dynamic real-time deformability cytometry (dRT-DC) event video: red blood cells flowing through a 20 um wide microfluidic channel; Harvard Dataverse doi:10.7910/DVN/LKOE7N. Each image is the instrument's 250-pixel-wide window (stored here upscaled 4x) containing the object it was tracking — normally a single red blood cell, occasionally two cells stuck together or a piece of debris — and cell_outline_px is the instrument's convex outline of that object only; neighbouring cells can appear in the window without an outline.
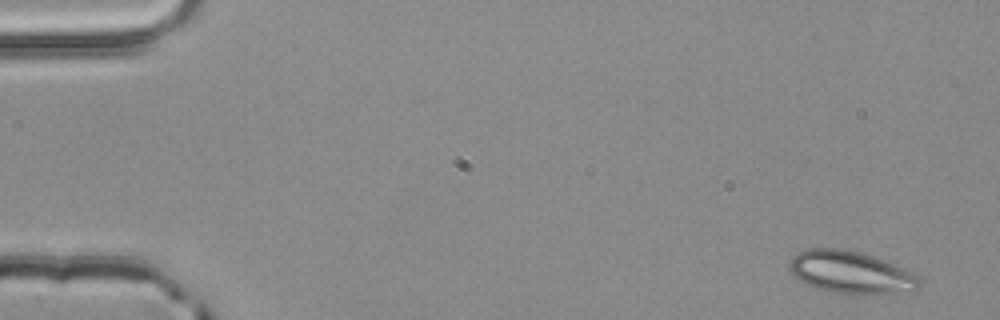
{"species": "common noctule bat (a hibernating species)", "species_latin": "Nyctalus noctula", "temperature_condition": "room temperature", "stored_images_in_passage": 2, "camera_frame_rate_fps": 3000, "um_per_image_px": 0.085, "animal": {"sex": "male", "body_mass_g": 20.4}, "frame": {"image": 1, "passage_image": 2, "time_ms": 0.333, "image_size_px": [1000, 320], "cell_outline_px": [[924, 280], [920, 288], [916, 292], [832, 292], [808, 284], [800, 280], [788, 268], [788, 264], [792, 256], [808, 248], [840, 248], [860, 252], [872, 256], [916, 272], [924, 276]], "centroid_in_image_um": [72.42, 23.12], "position_along_channel_um": 12.6, "area_um2": 31.91}}